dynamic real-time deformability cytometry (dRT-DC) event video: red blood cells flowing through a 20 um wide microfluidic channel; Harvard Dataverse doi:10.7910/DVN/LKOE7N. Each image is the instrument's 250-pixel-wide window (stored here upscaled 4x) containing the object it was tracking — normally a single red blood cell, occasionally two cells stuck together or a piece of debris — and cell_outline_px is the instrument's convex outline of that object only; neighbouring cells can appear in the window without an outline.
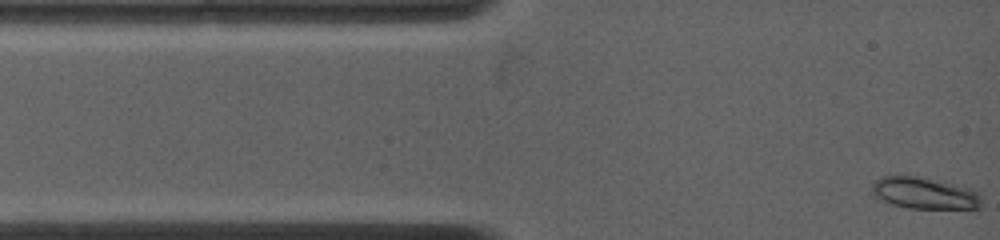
{"species": "common noctule bat (a hibernating species)", "species_latin": "Nyctalus noctula", "temperature_condition": "warm", "stored_images_in_passage": 63, "camera_frame_rate_fps": 4500, "um_per_image_px": 0.085, "animal": {"sex": "female", "body_mass_g": 19.0, "forearm_length_mm": 53.3}, "frame": {"image": 1, "passage_image": 1, "time_ms": 0.0, "image_size_px": [1000, 240], "cell_outline_px": [[980, 208], [908, 208], [892, 204], [872, 196], [872, 184], [876, 180], [884, 176], [916, 176], [972, 188], [980, 196]], "centroid_in_image_um": [78.54, 16.42], "position_along_channel_um": 6.5, "area_um2": 19.94}}
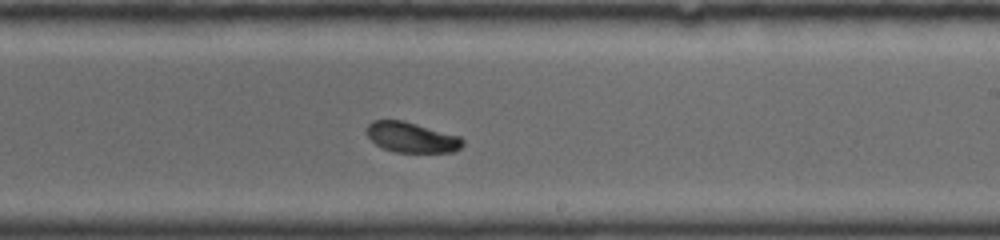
{"frame": {"image": 2, "passage_image": 36, "time_ms": 7.778, "image_size_px": [1000, 240], "cell_outline_px": [[464, 144], [460, 148], [452, 152], [396, 152], [384, 148], [376, 144], [364, 132], [364, 128], [372, 120], [404, 120], [460, 136], [464, 140]], "centroid_in_image_um": [34.97, 11.66], "position_along_channel_um": 254.0, "area_um2": 17.11}}
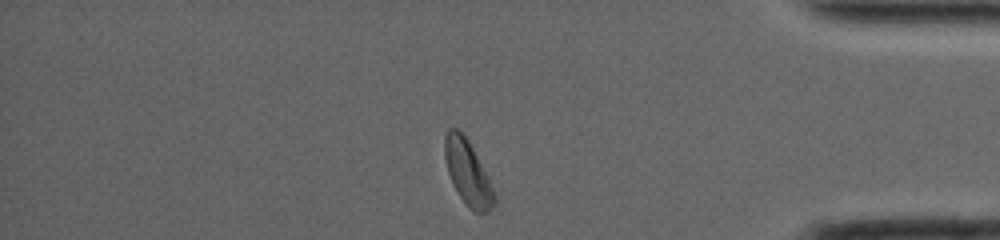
{"frame": {"image": 3, "passage_image": 60, "time_ms": 12.222, "image_size_px": [1000, 240], "cell_outline_px": [[496, 204], [488, 212], [476, 212], [468, 208], [452, 184], [448, 172], [444, 156], [444, 136], [448, 128], [456, 128], [468, 140], [496, 196]], "centroid_in_image_um": [39.73, 14.7], "position_along_channel_um": 395.5, "area_um2": 18.26}, "authors_computed_cell_mechanics": {"area_um2": 17.7446, "velocity_mm_per_s": 3.845, "shape_relaxation_time_tau1_ms": 2.5329, "shape_relaxation_time_tau2_ms": null, "deformation_change_tau1": 0.0793, "deformation_change_tau2": null}}